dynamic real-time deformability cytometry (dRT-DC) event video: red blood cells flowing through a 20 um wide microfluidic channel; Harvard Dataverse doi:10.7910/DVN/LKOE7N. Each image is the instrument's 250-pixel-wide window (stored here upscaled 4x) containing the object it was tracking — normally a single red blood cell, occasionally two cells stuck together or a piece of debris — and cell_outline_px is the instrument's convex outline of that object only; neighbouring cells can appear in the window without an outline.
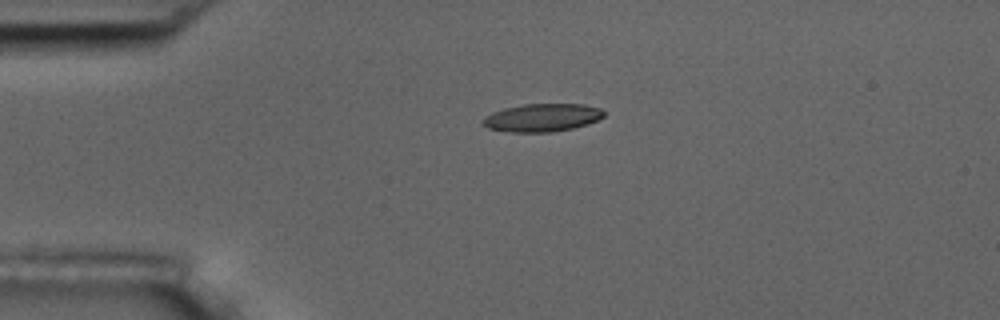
{"species": "common noctule bat (a hibernating species)", "species_latin": "Nyctalus noctula", "temperature_condition": "room temperature", "stored_images_in_passage": 44, "camera_frame_rate_fps": 3000, "um_per_image_px": 0.085, "animal": {"sex": "male", "body_mass_g": 17.5, "forearm_length_mm": 52.3}, "frame": {"image": 1, "passage_image": 1, "time_ms": 0.0, "image_size_px": [1000, 320], "cell_outline_px": [[604, 116], [588, 124], [572, 128], [552, 132], [512, 132], [488, 128], [480, 124], [480, 120], [484, 116], [492, 112], [504, 108], [524, 104], [584, 104], [600, 108], [604, 112]], "centroid_in_image_um": [46.03, 10.0], "position_along_channel_um": 39.0, "area_um2": 19.83}}
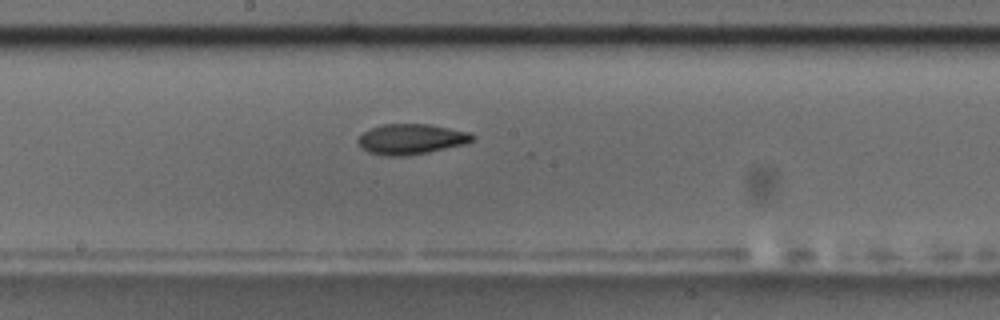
{"frame": {"image": 2, "passage_image": 18, "time_ms": 5.667, "image_size_px": [1000, 320], "cell_outline_px": [[476, 136], [472, 140], [464, 144], [428, 152], [408, 156], [388, 156], [368, 152], [360, 148], [356, 140], [364, 132], [380, 124], [428, 124], [472, 132]], "centroid_in_image_um": [34.94, 11.82], "position_along_channel_um": 213.3, "area_um2": 20.35}}
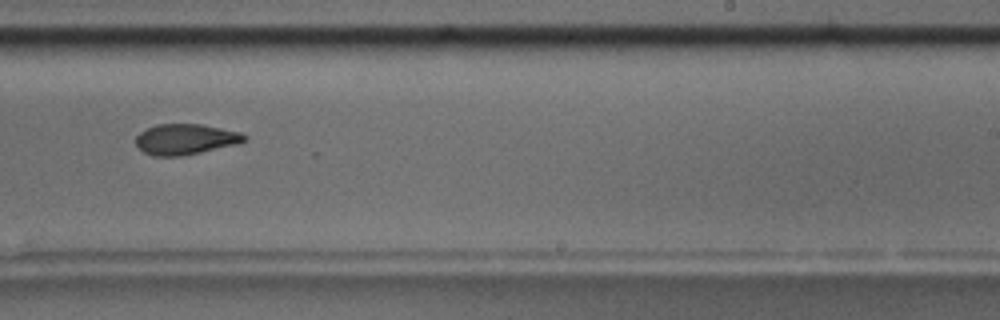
{"frame": {"image": 3, "passage_image": 23, "time_ms": 7.333, "image_size_px": [1000, 320], "cell_outline_px": [[248, 140], [236, 144], [200, 152], [180, 156], [152, 156], [144, 152], [136, 144], [136, 136], [140, 132], [156, 124], [200, 124], [240, 132], [248, 136]], "centroid_in_image_um": [15.77, 11.83], "position_along_channel_um": 273.2, "area_um2": 19.25}, "authors_computed_cell_mechanics": {"area_um2": 20.2011, "velocity_mm_per_s": 3.6076, "shape_relaxation_time_tau1_ms": null, "shape_relaxation_time_tau2_ms": 3.8585, "deformation_change_tau1": null, "deformation_change_tau2": 0.0927}}